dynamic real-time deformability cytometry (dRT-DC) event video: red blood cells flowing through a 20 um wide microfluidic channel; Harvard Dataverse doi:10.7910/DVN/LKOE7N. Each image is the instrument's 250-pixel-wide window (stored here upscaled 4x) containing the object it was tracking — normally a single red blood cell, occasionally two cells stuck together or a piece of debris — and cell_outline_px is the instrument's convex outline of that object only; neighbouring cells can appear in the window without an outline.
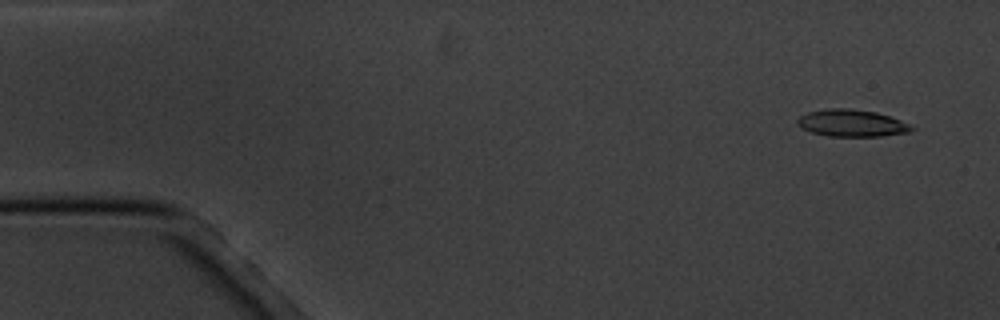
{"species": "common noctule bat (a hibernating species)", "species_latin": "Nyctalus noctula", "temperature_condition": "cold", "stored_images_in_passage": 6, "camera_frame_rate_fps": 3000, "um_per_image_px": 0.085, "animal": {"sex": "male", "body_mass_g": 20.1, "forearm_length_mm": 53.5}, "frame": {"image": 1, "passage_image": 2, "time_ms": 1.0, "image_size_px": [1000, 320], "cell_outline_px": [[916, 128], [908, 132], [880, 136], [828, 136], [812, 132], [800, 128], [796, 124], [796, 120], [800, 116], [808, 112], [828, 108], [852, 108], [876, 112], [900, 120]], "centroid_in_image_um": [72.35, 10.46], "position_along_channel_um": 12.6, "area_um2": 17.98}}